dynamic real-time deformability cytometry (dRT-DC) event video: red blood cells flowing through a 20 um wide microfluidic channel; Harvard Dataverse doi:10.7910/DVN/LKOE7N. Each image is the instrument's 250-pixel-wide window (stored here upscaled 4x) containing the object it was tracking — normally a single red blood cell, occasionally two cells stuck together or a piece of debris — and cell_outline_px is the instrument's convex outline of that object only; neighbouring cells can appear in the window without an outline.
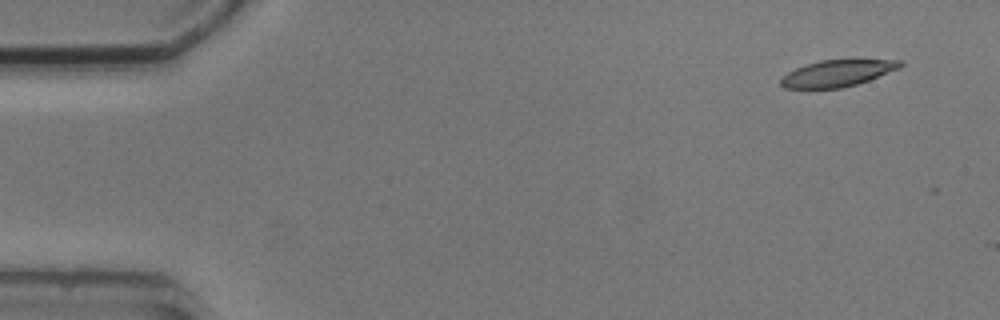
{"species": "common noctule bat (a hibernating species)", "species_latin": "Nyctalus noctula", "temperature_condition": "cold", "stored_images_in_passage": 2, "camera_frame_rate_fps": 3000, "um_per_image_px": 0.085, "animal": {"sex": "male", "body_mass_g": 20.5, "forearm_length_mm": 52.5}, "frame": {"image": 1, "passage_image": 1, "time_ms": 0.0, "image_size_px": [1000, 320], "cell_outline_px": [[904, 64], [900, 68], [868, 80], [856, 84], [840, 88], [784, 88], [780, 84], [780, 80], [788, 72], [796, 68], [820, 60], [852, 56], [904, 60]], "centroid_in_image_um": [71.3, 6.15], "position_along_channel_um": 13.7, "area_um2": 19.42}}